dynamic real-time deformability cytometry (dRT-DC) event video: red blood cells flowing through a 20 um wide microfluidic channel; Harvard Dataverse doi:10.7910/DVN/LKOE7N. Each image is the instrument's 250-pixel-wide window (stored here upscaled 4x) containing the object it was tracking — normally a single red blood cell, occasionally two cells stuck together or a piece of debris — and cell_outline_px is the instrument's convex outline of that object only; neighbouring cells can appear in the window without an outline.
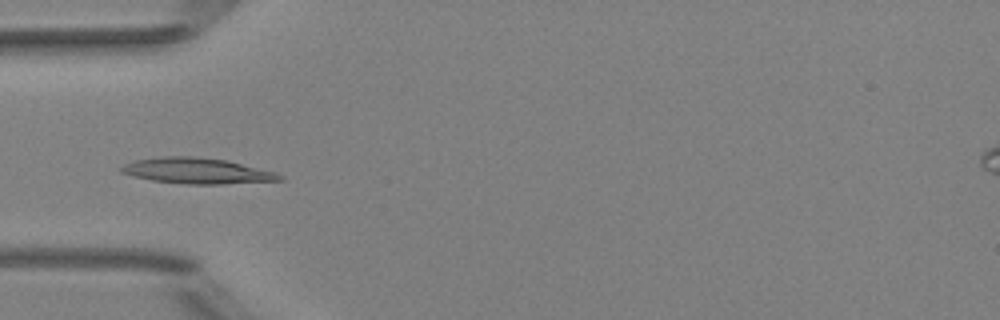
{"species": "Egyptian fruit bat (a non-hibernating species)", "species_latin": "Rousettus aegyptiacus", "temperature_condition": "room temperature", "stored_images_in_passage": 43, "camera_frame_rate_fps": 3000, "um_per_image_px": 0.085, "animal": {"sex": "female"}, "frame": {"image": 1, "passage_image": 8, "time_ms": 2.333, "image_size_px": [1000, 320], "cell_outline_px": [[284, 180], [220, 184], [188, 184], [152, 180], [132, 176], [120, 172], [120, 168], [124, 164], [136, 160], [164, 156], [196, 156], [228, 160], [276, 172], [284, 176]], "centroid_in_image_um": [16.77, 14.51], "position_along_channel_um": 68.2, "area_um2": 23.81}}
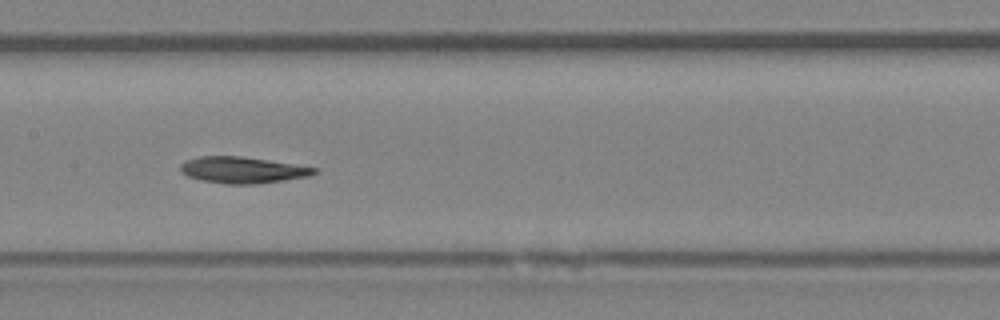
{"frame": {"image": 2, "passage_image": 17, "time_ms": 5.333, "image_size_px": [1000, 320], "cell_outline_px": [[316, 172], [308, 176], [284, 180], [256, 184], [228, 184], [200, 180], [188, 176], [180, 172], [180, 164], [184, 160], [200, 156], [240, 156], [268, 160], [316, 168]], "centroid_in_image_um": [20.54, 14.45], "position_along_channel_um": 186.9, "area_um2": 20.4}}
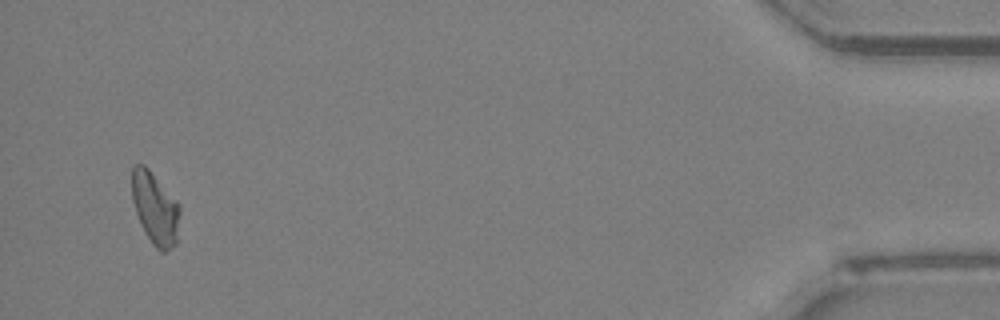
{"frame": {"image": 3, "passage_image": 41, "time_ms": 13.333, "image_size_px": [1000, 320], "cell_outline_px": [[180, 212], [176, 244], [164, 252], [160, 252], [152, 244], [144, 232], [136, 212], [132, 200], [132, 168], [136, 164], [144, 164], [148, 168], [180, 204]], "centroid_in_image_um": [13.19, 17.72], "position_along_channel_um": 422.0, "area_um2": 20.17}, "authors_computed_cell_mechanics": {"area_um2": 20.3456, "velocity_mm_per_s": 3.965, "shape_relaxation_time_tau1_ms": 7.6065, "shape_relaxation_time_tau2_ms": null, "deformation_change_tau1": 0.185, "deformation_change_tau2": null}}